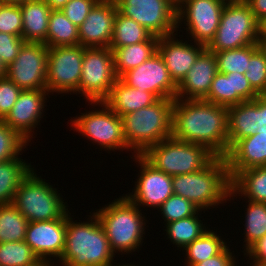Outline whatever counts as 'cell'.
<instances>
[{
    "label": "cell",
    "mask_w": 266,
    "mask_h": 266,
    "mask_svg": "<svg viewBox=\"0 0 266 266\" xmlns=\"http://www.w3.org/2000/svg\"><path fill=\"white\" fill-rule=\"evenodd\" d=\"M172 138L205 146L216 157L228 153V107L200 100L174 99Z\"/></svg>",
    "instance_id": "1"
},
{
    "label": "cell",
    "mask_w": 266,
    "mask_h": 266,
    "mask_svg": "<svg viewBox=\"0 0 266 266\" xmlns=\"http://www.w3.org/2000/svg\"><path fill=\"white\" fill-rule=\"evenodd\" d=\"M89 222H74L66 214V237L63 254L59 259L63 266H106L113 263L115 253L95 211Z\"/></svg>",
    "instance_id": "2"
},
{
    "label": "cell",
    "mask_w": 266,
    "mask_h": 266,
    "mask_svg": "<svg viewBox=\"0 0 266 266\" xmlns=\"http://www.w3.org/2000/svg\"><path fill=\"white\" fill-rule=\"evenodd\" d=\"M175 195L192 202L199 210L229 201L231 179L225 157H214L203 169L172 177Z\"/></svg>",
    "instance_id": "3"
},
{
    "label": "cell",
    "mask_w": 266,
    "mask_h": 266,
    "mask_svg": "<svg viewBox=\"0 0 266 266\" xmlns=\"http://www.w3.org/2000/svg\"><path fill=\"white\" fill-rule=\"evenodd\" d=\"M174 99L162 98L151 106L122 115L123 133L134 155H142L149 147L172 136Z\"/></svg>",
    "instance_id": "4"
},
{
    "label": "cell",
    "mask_w": 266,
    "mask_h": 266,
    "mask_svg": "<svg viewBox=\"0 0 266 266\" xmlns=\"http://www.w3.org/2000/svg\"><path fill=\"white\" fill-rule=\"evenodd\" d=\"M113 201L98 209L99 211L96 210L95 214L105 231L111 250L129 254L142 245L147 220L145 216L142 217L140 207L126 196Z\"/></svg>",
    "instance_id": "5"
},
{
    "label": "cell",
    "mask_w": 266,
    "mask_h": 266,
    "mask_svg": "<svg viewBox=\"0 0 266 266\" xmlns=\"http://www.w3.org/2000/svg\"><path fill=\"white\" fill-rule=\"evenodd\" d=\"M141 156L155 169L172 177L199 171L215 157L203 145L172 137L149 147Z\"/></svg>",
    "instance_id": "6"
},
{
    "label": "cell",
    "mask_w": 266,
    "mask_h": 266,
    "mask_svg": "<svg viewBox=\"0 0 266 266\" xmlns=\"http://www.w3.org/2000/svg\"><path fill=\"white\" fill-rule=\"evenodd\" d=\"M34 170L33 167L21 181L12 204L29 222L50 221L71 214L56 188L37 177Z\"/></svg>",
    "instance_id": "7"
},
{
    "label": "cell",
    "mask_w": 266,
    "mask_h": 266,
    "mask_svg": "<svg viewBox=\"0 0 266 266\" xmlns=\"http://www.w3.org/2000/svg\"><path fill=\"white\" fill-rule=\"evenodd\" d=\"M259 22L245 1L226 2L214 38L206 46L211 52L238 49L257 43Z\"/></svg>",
    "instance_id": "8"
},
{
    "label": "cell",
    "mask_w": 266,
    "mask_h": 266,
    "mask_svg": "<svg viewBox=\"0 0 266 266\" xmlns=\"http://www.w3.org/2000/svg\"><path fill=\"white\" fill-rule=\"evenodd\" d=\"M117 79L109 47L84 49L78 94L85 96L89 103L103 102Z\"/></svg>",
    "instance_id": "9"
},
{
    "label": "cell",
    "mask_w": 266,
    "mask_h": 266,
    "mask_svg": "<svg viewBox=\"0 0 266 266\" xmlns=\"http://www.w3.org/2000/svg\"><path fill=\"white\" fill-rule=\"evenodd\" d=\"M99 105L101 110L81 113L79 117L71 120V127L82 136L100 145L105 150L129 149L124 133L122 118L113 112L104 102H91L90 105Z\"/></svg>",
    "instance_id": "10"
},
{
    "label": "cell",
    "mask_w": 266,
    "mask_h": 266,
    "mask_svg": "<svg viewBox=\"0 0 266 266\" xmlns=\"http://www.w3.org/2000/svg\"><path fill=\"white\" fill-rule=\"evenodd\" d=\"M117 11L144 26L153 36L174 34L177 7L172 0H114Z\"/></svg>",
    "instance_id": "11"
},
{
    "label": "cell",
    "mask_w": 266,
    "mask_h": 266,
    "mask_svg": "<svg viewBox=\"0 0 266 266\" xmlns=\"http://www.w3.org/2000/svg\"><path fill=\"white\" fill-rule=\"evenodd\" d=\"M84 49L82 45L48 47L46 85L49 93L77 95Z\"/></svg>",
    "instance_id": "12"
},
{
    "label": "cell",
    "mask_w": 266,
    "mask_h": 266,
    "mask_svg": "<svg viewBox=\"0 0 266 266\" xmlns=\"http://www.w3.org/2000/svg\"><path fill=\"white\" fill-rule=\"evenodd\" d=\"M225 0H185L177 7V28L187 22L186 30L195 43L207 46L220 23Z\"/></svg>",
    "instance_id": "13"
},
{
    "label": "cell",
    "mask_w": 266,
    "mask_h": 266,
    "mask_svg": "<svg viewBox=\"0 0 266 266\" xmlns=\"http://www.w3.org/2000/svg\"><path fill=\"white\" fill-rule=\"evenodd\" d=\"M48 47L25 42L18 56L7 66V77L22 90L47 89Z\"/></svg>",
    "instance_id": "14"
},
{
    "label": "cell",
    "mask_w": 266,
    "mask_h": 266,
    "mask_svg": "<svg viewBox=\"0 0 266 266\" xmlns=\"http://www.w3.org/2000/svg\"><path fill=\"white\" fill-rule=\"evenodd\" d=\"M120 79L129 87L141 88L155 94L159 99L176 98L177 84L158 52L138 67L125 72Z\"/></svg>",
    "instance_id": "15"
},
{
    "label": "cell",
    "mask_w": 266,
    "mask_h": 266,
    "mask_svg": "<svg viewBox=\"0 0 266 266\" xmlns=\"http://www.w3.org/2000/svg\"><path fill=\"white\" fill-rule=\"evenodd\" d=\"M139 163L140 175L135 182L132 194L125 196L134 204L159 208L170 196L174 194L172 176L155 169L141 155H135Z\"/></svg>",
    "instance_id": "16"
},
{
    "label": "cell",
    "mask_w": 266,
    "mask_h": 266,
    "mask_svg": "<svg viewBox=\"0 0 266 266\" xmlns=\"http://www.w3.org/2000/svg\"><path fill=\"white\" fill-rule=\"evenodd\" d=\"M48 94L47 89L22 90L13 108L2 121L27 142L31 141L34 128L43 118L41 116Z\"/></svg>",
    "instance_id": "17"
},
{
    "label": "cell",
    "mask_w": 266,
    "mask_h": 266,
    "mask_svg": "<svg viewBox=\"0 0 266 266\" xmlns=\"http://www.w3.org/2000/svg\"><path fill=\"white\" fill-rule=\"evenodd\" d=\"M117 7L114 0H99L78 27L79 45L106 48L111 44Z\"/></svg>",
    "instance_id": "18"
},
{
    "label": "cell",
    "mask_w": 266,
    "mask_h": 266,
    "mask_svg": "<svg viewBox=\"0 0 266 266\" xmlns=\"http://www.w3.org/2000/svg\"><path fill=\"white\" fill-rule=\"evenodd\" d=\"M65 237L66 215L50 221L29 222L24 241L39 259L49 260L55 257L59 261L63 254Z\"/></svg>",
    "instance_id": "19"
},
{
    "label": "cell",
    "mask_w": 266,
    "mask_h": 266,
    "mask_svg": "<svg viewBox=\"0 0 266 266\" xmlns=\"http://www.w3.org/2000/svg\"><path fill=\"white\" fill-rule=\"evenodd\" d=\"M176 35L175 33V35L159 37L157 52L163 58L171 78L178 85L206 46L200 43L190 45L178 38L176 40L174 37Z\"/></svg>",
    "instance_id": "20"
},
{
    "label": "cell",
    "mask_w": 266,
    "mask_h": 266,
    "mask_svg": "<svg viewBox=\"0 0 266 266\" xmlns=\"http://www.w3.org/2000/svg\"><path fill=\"white\" fill-rule=\"evenodd\" d=\"M217 72L215 54L205 48L183 80L177 85L176 98H185V100L205 99Z\"/></svg>",
    "instance_id": "21"
},
{
    "label": "cell",
    "mask_w": 266,
    "mask_h": 266,
    "mask_svg": "<svg viewBox=\"0 0 266 266\" xmlns=\"http://www.w3.org/2000/svg\"><path fill=\"white\" fill-rule=\"evenodd\" d=\"M232 180L240 171L266 166V131L238 140L225 156Z\"/></svg>",
    "instance_id": "22"
},
{
    "label": "cell",
    "mask_w": 266,
    "mask_h": 266,
    "mask_svg": "<svg viewBox=\"0 0 266 266\" xmlns=\"http://www.w3.org/2000/svg\"><path fill=\"white\" fill-rule=\"evenodd\" d=\"M158 100L159 98L155 94L141 90V88L129 87L118 78L112 86L108 97L103 102L121 117L141 108L151 106Z\"/></svg>",
    "instance_id": "23"
},
{
    "label": "cell",
    "mask_w": 266,
    "mask_h": 266,
    "mask_svg": "<svg viewBox=\"0 0 266 266\" xmlns=\"http://www.w3.org/2000/svg\"><path fill=\"white\" fill-rule=\"evenodd\" d=\"M25 42L44 43L47 46V31L51 7L43 0H29L20 5Z\"/></svg>",
    "instance_id": "24"
},
{
    "label": "cell",
    "mask_w": 266,
    "mask_h": 266,
    "mask_svg": "<svg viewBox=\"0 0 266 266\" xmlns=\"http://www.w3.org/2000/svg\"><path fill=\"white\" fill-rule=\"evenodd\" d=\"M257 98L228 107V150L240 139L256 134Z\"/></svg>",
    "instance_id": "25"
},
{
    "label": "cell",
    "mask_w": 266,
    "mask_h": 266,
    "mask_svg": "<svg viewBox=\"0 0 266 266\" xmlns=\"http://www.w3.org/2000/svg\"><path fill=\"white\" fill-rule=\"evenodd\" d=\"M240 193L248 201L266 203V166L245 169L231 180L229 199Z\"/></svg>",
    "instance_id": "26"
},
{
    "label": "cell",
    "mask_w": 266,
    "mask_h": 266,
    "mask_svg": "<svg viewBox=\"0 0 266 266\" xmlns=\"http://www.w3.org/2000/svg\"><path fill=\"white\" fill-rule=\"evenodd\" d=\"M159 37L151 36L147 41L110 48L114 57V69L118 78L130 69L138 67L157 52Z\"/></svg>",
    "instance_id": "27"
},
{
    "label": "cell",
    "mask_w": 266,
    "mask_h": 266,
    "mask_svg": "<svg viewBox=\"0 0 266 266\" xmlns=\"http://www.w3.org/2000/svg\"><path fill=\"white\" fill-rule=\"evenodd\" d=\"M32 169L20 157L0 163V205L13 202L21 181Z\"/></svg>",
    "instance_id": "28"
},
{
    "label": "cell",
    "mask_w": 266,
    "mask_h": 266,
    "mask_svg": "<svg viewBox=\"0 0 266 266\" xmlns=\"http://www.w3.org/2000/svg\"><path fill=\"white\" fill-rule=\"evenodd\" d=\"M79 45V30L62 12L52 10L47 31V47Z\"/></svg>",
    "instance_id": "29"
},
{
    "label": "cell",
    "mask_w": 266,
    "mask_h": 266,
    "mask_svg": "<svg viewBox=\"0 0 266 266\" xmlns=\"http://www.w3.org/2000/svg\"><path fill=\"white\" fill-rule=\"evenodd\" d=\"M152 34L142 25L117 11L109 48H119L147 41Z\"/></svg>",
    "instance_id": "30"
},
{
    "label": "cell",
    "mask_w": 266,
    "mask_h": 266,
    "mask_svg": "<svg viewBox=\"0 0 266 266\" xmlns=\"http://www.w3.org/2000/svg\"><path fill=\"white\" fill-rule=\"evenodd\" d=\"M28 223L12 203L0 205V243L24 241Z\"/></svg>",
    "instance_id": "31"
},
{
    "label": "cell",
    "mask_w": 266,
    "mask_h": 266,
    "mask_svg": "<svg viewBox=\"0 0 266 266\" xmlns=\"http://www.w3.org/2000/svg\"><path fill=\"white\" fill-rule=\"evenodd\" d=\"M198 214L197 212L196 216L192 215L166 224V234L171 242L176 244L175 246L184 249L209 229L203 225L202 220H199Z\"/></svg>",
    "instance_id": "32"
},
{
    "label": "cell",
    "mask_w": 266,
    "mask_h": 266,
    "mask_svg": "<svg viewBox=\"0 0 266 266\" xmlns=\"http://www.w3.org/2000/svg\"><path fill=\"white\" fill-rule=\"evenodd\" d=\"M220 237L216 232L208 229L201 237L182 249V251L185 250L187 256L186 266H194L196 263L219 254L227 246Z\"/></svg>",
    "instance_id": "33"
},
{
    "label": "cell",
    "mask_w": 266,
    "mask_h": 266,
    "mask_svg": "<svg viewBox=\"0 0 266 266\" xmlns=\"http://www.w3.org/2000/svg\"><path fill=\"white\" fill-rule=\"evenodd\" d=\"M258 49L257 43L248 46L215 52L218 72L230 74L238 72L245 74L250 56Z\"/></svg>",
    "instance_id": "34"
},
{
    "label": "cell",
    "mask_w": 266,
    "mask_h": 266,
    "mask_svg": "<svg viewBox=\"0 0 266 266\" xmlns=\"http://www.w3.org/2000/svg\"><path fill=\"white\" fill-rule=\"evenodd\" d=\"M245 214V252L266 235V203L248 201Z\"/></svg>",
    "instance_id": "35"
},
{
    "label": "cell",
    "mask_w": 266,
    "mask_h": 266,
    "mask_svg": "<svg viewBox=\"0 0 266 266\" xmlns=\"http://www.w3.org/2000/svg\"><path fill=\"white\" fill-rule=\"evenodd\" d=\"M38 259L25 241L0 243V266H29Z\"/></svg>",
    "instance_id": "36"
},
{
    "label": "cell",
    "mask_w": 266,
    "mask_h": 266,
    "mask_svg": "<svg viewBox=\"0 0 266 266\" xmlns=\"http://www.w3.org/2000/svg\"><path fill=\"white\" fill-rule=\"evenodd\" d=\"M163 219L167 223L178 221L192 215H196L199 210L192 202L182 196L173 194L159 208Z\"/></svg>",
    "instance_id": "37"
},
{
    "label": "cell",
    "mask_w": 266,
    "mask_h": 266,
    "mask_svg": "<svg viewBox=\"0 0 266 266\" xmlns=\"http://www.w3.org/2000/svg\"><path fill=\"white\" fill-rule=\"evenodd\" d=\"M28 142L0 120V163L18 157Z\"/></svg>",
    "instance_id": "38"
},
{
    "label": "cell",
    "mask_w": 266,
    "mask_h": 266,
    "mask_svg": "<svg viewBox=\"0 0 266 266\" xmlns=\"http://www.w3.org/2000/svg\"><path fill=\"white\" fill-rule=\"evenodd\" d=\"M245 77L259 95H266V57L259 48L250 56Z\"/></svg>",
    "instance_id": "39"
},
{
    "label": "cell",
    "mask_w": 266,
    "mask_h": 266,
    "mask_svg": "<svg viewBox=\"0 0 266 266\" xmlns=\"http://www.w3.org/2000/svg\"><path fill=\"white\" fill-rule=\"evenodd\" d=\"M204 100L216 105L232 106L231 73L224 74L217 72L212 81L208 96Z\"/></svg>",
    "instance_id": "40"
},
{
    "label": "cell",
    "mask_w": 266,
    "mask_h": 266,
    "mask_svg": "<svg viewBox=\"0 0 266 266\" xmlns=\"http://www.w3.org/2000/svg\"><path fill=\"white\" fill-rule=\"evenodd\" d=\"M23 20L20 5L0 3V32L22 37Z\"/></svg>",
    "instance_id": "41"
},
{
    "label": "cell",
    "mask_w": 266,
    "mask_h": 266,
    "mask_svg": "<svg viewBox=\"0 0 266 266\" xmlns=\"http://www.w3.org/2000/svg\"><path fill=\"white\" fill-rule=\"evenodd\" d=\"M232 85V106L238 105L243 101H250L257 98L259 94L251 87L245 74L231 73Z\"/></svg>",
    "instance_id": "42"
},
{
    "label": "cell",
    "mask_w": 266,
    "mask_h": 266,
    "mask_svg": "<svg viewBox=\"0 0 266 266\" xmlns=\"http://www.w3.org/2000/svg\"><path fill=\"white\" fill-rule=\"evenodd\" d=\"M22 89L7 76L0 78V120H3L13 108Z\"/></svg>",
    "instance_id": "43"
},
{
    "label": "cell",
    "mask_w": 266,
    "mask_h": 266,
    "mask_svg": "<svg viewBox=\"0 0 266 266\" xmlns=\"http://www.w3.org/2000/svg\"><path fill=\"white\" fill-rule=\"evenodd\" d=\"M98 1L99 0H69L61 10L75 26L79 27Z\"/></svg>",
    "instance_id": "44"
},
{
    "label": "cell",
    "mask_w": 266,
    "mask_h": 266,
    "mask_svg": "<svg viewBox=\"0 0 266 266\" xmlns=\"http://www.w3.org/2000/svg\"><path fill=\"white\" fill-rule=\"evenodd\" d=\"M25 43L22 37L0 32V59L7 66H9Z\"/></svg>",
    "instance_id": "45"
},
{
    "label": "cell",
    "mask_w": 266,
    "mask_h": 266,
    "mask_svg": "<svg viewBox=\"0 0 266 266\" xmlns=\"http://www.w3.org/2000/svg\"><path fill=\"white\" fill-rule=\"evenodd\" d=\"M194 266H237L235 256L226 246L219 254L196 263Z\"/></svg>",
    "instance_id": "46"
},
{
    "label": "cell",
    "mask_w": 266,
    "mask_h": 266,
    "mask_svg": "<svg viewBox=\"0 0 266 266\" xmlns=\"http://www.w3.org/2000/svg\"><path fill=\"white\" fill-rule=\"evenodd\" d=\"M244 255H248L253 262H266V235L244 252Z\"/></svg>",
    "instance_id": "47"
},
{
    "label": "cell",
    "mask_w": 266,
    "mask_h": 266,
    "mask_svg": "<svg viewBox=\"0 0 266 266\" xmlns=\"http://www.w3.org/2000/svg\"><path fill=\"white\" fill-rule=\"evenodd\" d=\"M257 130L266 131V95L257 97Z\"/></svg>",
    "instance_id": "48"
},
{
    "label": "cell",
    "mask_w": 266,
    "mask_h": 266,
    "mask_svg": "<svg viewBox=\"0 0 266 266\" xmlns=\"http://www.w3.org/2000/svg\"><path fill=\"white\" fill-rule=\"evenodd\" d=\"M258 22L266 18V0H245Z\"/></svg>",
    "instance_id": "49"
},
{
    "label": "cell",
    "mask_w": 266,
    "mask_h": 266,
    "mask_svg": "<svg viewBox=\"0 0 266 266\" xmlns=\"http://www.w3.org/2000/svg\"><path fill=\"white\" fill-rule=\"evenodd\" d=\"M52 10H61L69 0H43Z\"/></svg>",
    "instance_id": "50"
},
{
    "label": "cell",
    "mask_w": 266,
    "mask_h": 266,
    "mask_svg": "<svg viewBox=\"0 0 266 266\" xmlns=\"http://www.w3.org/2000/svg\"><path fill=\"white\" fill-rule=\"evenodd\" d=\"M266 38V18L259 22V37Z\"/></svg>",
    "instance_id": "51"
},
{
    "label": "cell",
    "mask_w": 266,
    "mask_h": 266,
    "mask_svg": "<svg viewBox=\"0 0 266 266\" xmlns=\"http://www.w3.org/2000/svg\"><path fill=\"white\" fill-rule=\"evenodd\" d=\"M53 259L51 260H48V259H38L36 262H34L33 264L29 265V266H53L54 265V262L53 264H51L50 261H52Z\"/></svg>",
    "instance_id": "52"
},
{
    "label": "cell",
    "mask_w": 266,
    "mask_h": 266,
    "mask_svg": "<svg viewBox=\"0 0 266 266\" xmlns=\"http://www.w3.org/2000/svg\"><path fill=\"white\" fill-rule=\"evenodd\" d=\"M257 45H258L259 50L266 57V38H258Z\"/></svg>",
    "instance_id": "53"
},
{
    "label": "cell",
    "mask_w": 266,
    "mask_h": 266,
    "mask_svg": "<svg viewBox=\"0 0 266 266\" xmlns=\"http://www.w3.org/2000/svg\"><path fill=\"white\" fill-rule=\"evenodd\" d=\"M29 0H0L1 4L21 5Z\"/></svg>",
    "instance_id": "54"
},
{
    "label": "cell",
    "mask_w": 266,
    "mask_h": 266,
    "mask_svg": "<svg viewBox=\"0 0 266 266\" xmlns=\"http://www.w3.org/2000/svg\"><path fill=\"white\" fill-rule=\"evenodd\" d=\"M7 75V67L0 59V78H4Z\"/></svg>",
    "instance_id": "55"
},
{
    "label": "cell",
    "mask_w": 266,
    "mask_h": 266,
    "mask_svg": "<svg viewBox=\"0 0 266 266\" xmlns=\"http://www.w3.org/2000/svg\"><path fill=\"white\" fill-rule=\"evenodd\" d=\"M252 263H250V266H266V262H252Z\"/></svg>",
    "instance_id": "56"
},
{
    "label": "cell",
    "mask_w": 266,
    "mask_h": 266,
    "mask_svg": "<svg viewBox=\"0 0 266 266\" xmlns=\"http://www.w3.org/2000/svg\"><path fill=\"white\" fill-rule=\"evenodd\" d=\"M176 7H178L185 0H172Z\"/></svg>",
    "instance_id": "57"
},
{
    "label": "cell",
    "mask_w": 266,
    "mask_h": 266,
    "mask_svg": "<svg viewBox=\"0 0 266 266\" xmlns=\"http://www.w3.org/2000/svg\"><path fill=\"white\" fill-rule=\"evenodd\" d=\"M106 266H115V265H113L112 263H110V264H108ZM116 266H135V265H133V264L130 265V264L127 263V265L123 264V265H116Z\"/></svg>",
    "instance_id": "58"
},
{
    "label": "cell",
    "mask_w": 266,
    "mask_h": 266,
    "mask_svg": "<svg viewBox=\"0 0 266 266\" xmlns=\"http://www.w3.org/2000/svg\"><path fill=\"white\" fill-rule=\"evenodd\" d=\"M227 2H233V1H245V0H225Z\"/></svg>",
    "instance_id": "59"
}]
</instances>
